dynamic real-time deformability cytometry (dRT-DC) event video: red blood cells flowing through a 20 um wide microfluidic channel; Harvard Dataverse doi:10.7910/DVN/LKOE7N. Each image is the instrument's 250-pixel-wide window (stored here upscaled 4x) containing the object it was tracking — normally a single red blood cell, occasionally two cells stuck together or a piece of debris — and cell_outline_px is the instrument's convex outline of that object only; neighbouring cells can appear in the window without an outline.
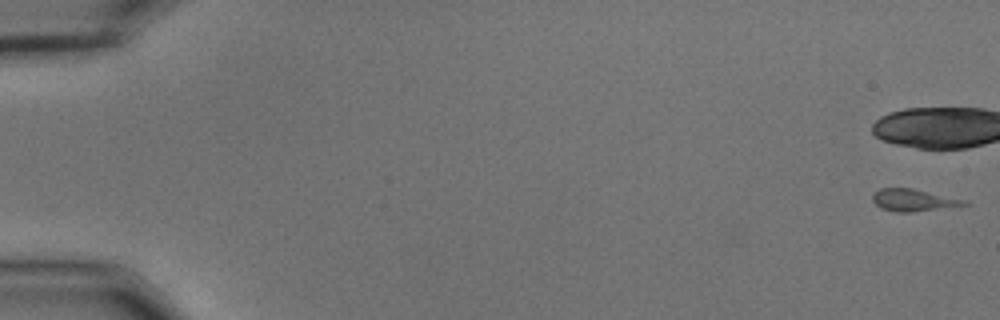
{"species": "common noctule bat (a hibernating species)", "species_latin": "Nyctalus noctula", "temperature_condition": "cold", "stored_images_in_passage": 13, "camera_frame_rate_fps": 3000, "um_per_image_px": 0.085, "animal": {"sex": "male", "body_mass_g": 15.6}, "frame": {"image": 1, "passage_image": 1, "time_ms": 0.0, "image_size_px": [1000, 320], "cell_outline_px": [[968, 204], [912, 212], [896, 212], [880, 208], [872, 200], [872, 196], [880, 188], [912, 188], [968, 200]], "centroid_in_image_um": [77.62, 17.0], "position_along_channel_um": 7.4, "area_um2": 11.68}}